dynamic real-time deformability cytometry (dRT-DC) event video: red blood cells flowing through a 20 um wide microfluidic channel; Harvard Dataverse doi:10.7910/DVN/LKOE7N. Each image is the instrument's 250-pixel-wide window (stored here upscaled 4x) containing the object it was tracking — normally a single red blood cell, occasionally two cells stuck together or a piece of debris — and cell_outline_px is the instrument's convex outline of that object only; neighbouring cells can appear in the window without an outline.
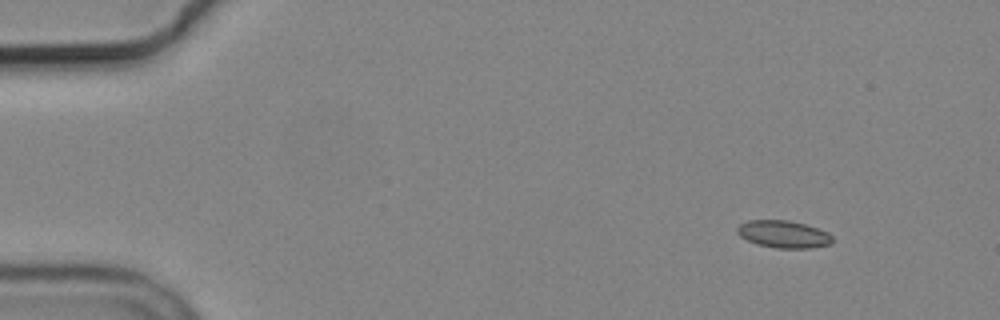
{"species": "common noctule bat (a hibernating species)", "species_latin": "Nyctalus noctula", "temperature_condition": "cold", "stored_images_in_passage": 4, "camera_frame_rate_fps": 3000, "um_per_image_px": 0.085, "animal": {"sex": "male", "body_mass_g": 19.2, "forearm_length_mm": 51.8}, "frame": {"image": 1, "passage_image": 1, "time_ms": 0.0, "image_size_px": [1000, 320], "cell_outline_px": [[832, 244], [812, 248], [776, 248], [756, 244], [740, 236], [736, 232], [736, 228], [740, 224], [748, 220], [788, 220], [804, 224], [828, 232], [832, 236]], "centroid_in_image_um": [66.59, 19.91], "position_along_channel_um": 18.4, "area_um2": 15.2}}
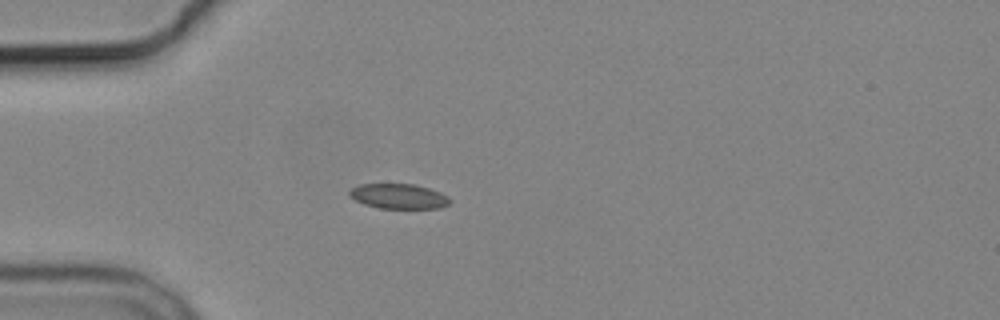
{"frame": {"image": 2, "passage_image": 4, "time_ms": 3.333, "image_size_px": [1000, 320], "cell_outline_px": [[452, 200], [448, 204], [440, 208], [380, 208], [364, 204], [356, 200], [348, 192], [352, 188], [360, 184], [416, 184], [440, 192], [448, 196]], "centroid_in_image_um": [33.92, 16.68], "position_along_channel_um": 51.1, "area_um2": 14.51}}